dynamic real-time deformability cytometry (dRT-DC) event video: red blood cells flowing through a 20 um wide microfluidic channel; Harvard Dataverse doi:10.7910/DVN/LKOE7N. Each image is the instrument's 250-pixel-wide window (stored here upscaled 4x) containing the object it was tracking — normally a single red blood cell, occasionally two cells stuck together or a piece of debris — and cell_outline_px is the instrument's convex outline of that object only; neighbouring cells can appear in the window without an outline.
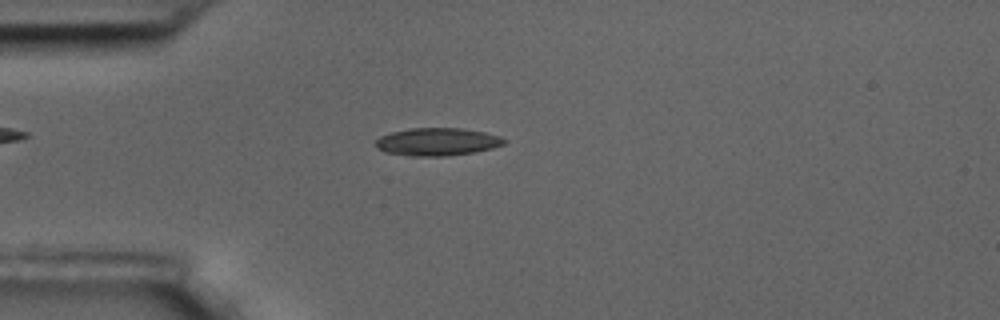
{"species": "common noctule bat (a hibernating species)", "species_latin": "Nyctalus noctula", "temperature_condition": "room temperature", "stored_images_in_passage": 3, "camera_frame_rate_fps": 3000, "um_per_image_px": 0.085, "animal": {"sex": "male", "body_mass_g": 17.5, "forearm_length_mm": 52.3}, "frame": {"image": 1, "passage_image": 3, "time_ms": 0.667, "image_size_px": [1000, 320], "cell_outline_px": [[508, 140], [504, 144], [492, 148], [476, 152], [448, 156], [408, 156], [384, 152], [376, 148], [376, 140], [380, 136], [392, 132], [412, 128], [460, 128], [484, 132], [500, 136]], "centroid_in_image_um": [37.17, 12.06], "position_along_channel_um": 47.8, "area_um2": 20.92}}